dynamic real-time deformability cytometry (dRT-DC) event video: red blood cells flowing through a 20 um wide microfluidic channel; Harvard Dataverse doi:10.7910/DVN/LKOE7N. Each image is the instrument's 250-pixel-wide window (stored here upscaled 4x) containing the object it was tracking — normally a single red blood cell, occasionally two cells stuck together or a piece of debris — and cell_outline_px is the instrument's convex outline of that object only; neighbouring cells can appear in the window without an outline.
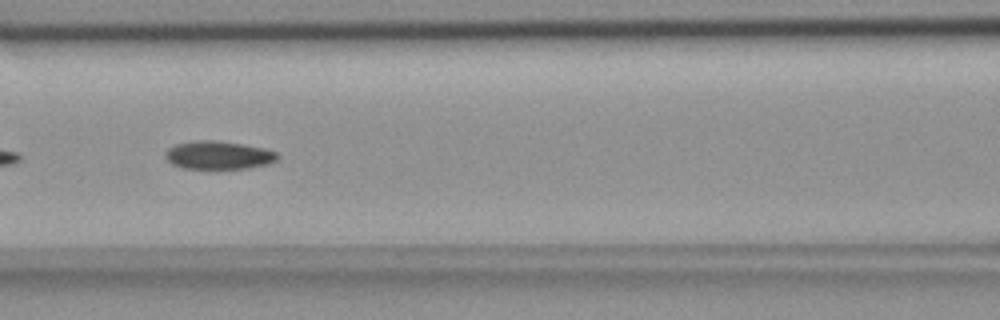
{"species": "common noctule bat (a hibernating species)", "species_latin": "Nyctalus noctula", "temperature_condition": "room temperature", "stored_images_in_passage": 13, "camera_frame_rate_fps": 3000, "um_per_image_px": 0.085, "animal": {"sex": "female", "body_mass_g": 18.4}, "frame": {"image": 1, "passage_image": 8, "time_ms": 2.333, "image_size_px": [1000, 320], "cell_outline_px": [[280, 156], [276, 160], [268, 164], [248, 168], [180, 168], [172, 164], [164, 156], [164, 152], [168, 148], [176, 144], [204, 140], [212, 140], [240, 144], [264, 148], [276, 152]], "centroid_in_image_um": [18.56, 13.2], "position_along_channel_um": 148.0, "area_um2": 18.21}}